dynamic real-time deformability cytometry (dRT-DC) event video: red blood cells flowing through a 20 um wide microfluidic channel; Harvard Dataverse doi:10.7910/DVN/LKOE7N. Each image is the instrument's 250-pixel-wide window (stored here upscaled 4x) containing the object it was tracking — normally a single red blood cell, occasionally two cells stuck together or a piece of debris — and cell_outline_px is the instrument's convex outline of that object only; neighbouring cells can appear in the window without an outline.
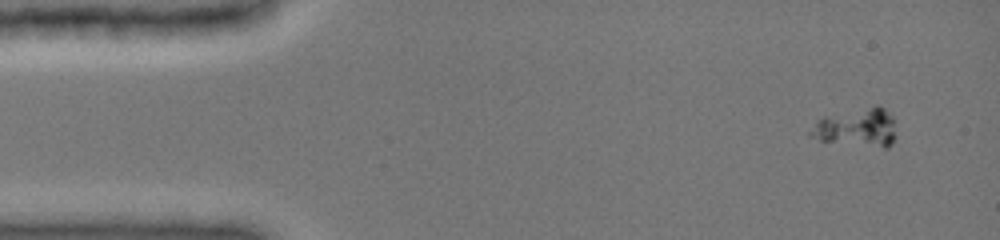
{"species": "common noctule bat (a hibernating species)", "species_latin": "Nyctalus noctula", "temperature_condition": "cold", "stored_images_in_passage": 4, "camera_frame_rate_fps": 3000, "um_per_image_px": 0.085, "animal": {"sex": "female", "body_mass_g": 19.0, "forearm_length_mm": 51.5}, "frame": {"image": 1, "passage_image": 1, "time_ms": 0.0, "image_size_px": [1000, 240], "cell_outline_px": [[896, 136], [892, 144], [888, 148], [884, 148], [820, 140], [808, 136], [808, 132], [816, 120], [824, 116], [876, 104], [880, 104], [892, 116]], "centroid_in_image_um": [72.84, 10.83], "position_along_channel_um": 12.2, "area_um2": 19.48}}